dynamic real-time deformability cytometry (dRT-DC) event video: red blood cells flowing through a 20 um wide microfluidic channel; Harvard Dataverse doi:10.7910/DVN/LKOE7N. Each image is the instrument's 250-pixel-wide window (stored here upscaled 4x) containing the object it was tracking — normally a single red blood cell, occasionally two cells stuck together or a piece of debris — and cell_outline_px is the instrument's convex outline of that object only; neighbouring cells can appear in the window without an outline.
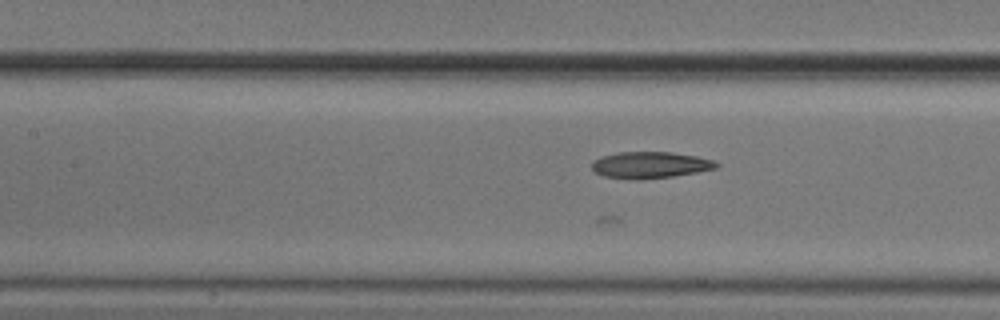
{"species": "common noctule bat (a hibernating species)", "species_latin": "Nyctalus noctula", "temperature_condition": "cold", "stored_images_in_passage": 24, "camera_frame_rate_fps": 3000, "um_per_image_px": 0.085, "animal": {"sex": "male", "body_mass_g": 20.5, "forearm_length_mm": 52.5}, "frame": {"image": 1, "passage_image": 7, "time_ms": 2.0, "image_size_px": [1000, 320], "cell_outline_px": [[720, 164], [716, 168], [696, 172], [672, 176], [640, 180], [636, 180], [604, 176], [596, 172], [592, 168], [592, 160], [600, 156], [616, 152], [672, 152], [696, 156], [716, 160]], "centroid_in_image_um": [55.25, 14.01], "position_along_channel_um": 152.1, "area_um2": 19.36}}
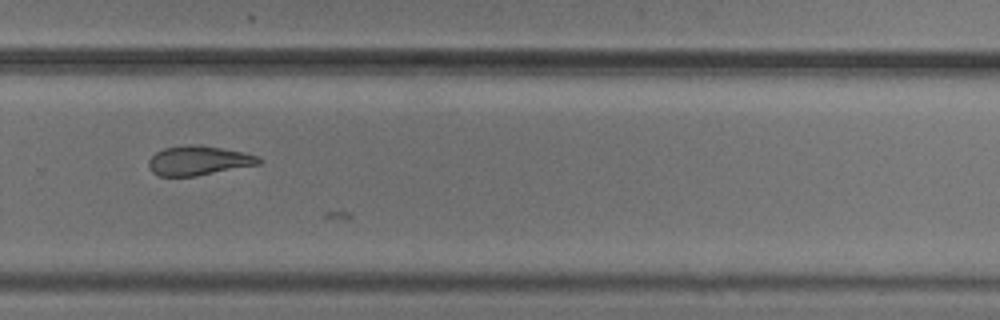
{"frame": {"image": 2, "passage_image": 20, "time_ms": 6.333, "image_size_px": [1000, 320], "cell_outline_px": [[264, 160], [260, 164], [196, 176], [160, 176], [152, 172], [148, 168], [148, 160], [156, 152], [164, 148], [220, 148], [244, 152], [256, 156]], "centroid_in_image_um": [16.89, 13.71], "position_along_channel_um": 312.9, "area_um2": 17.98}}
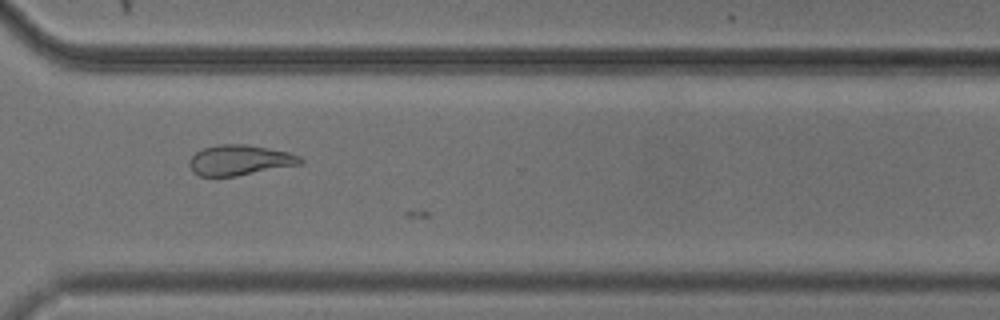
{"frame": {"image": 3, "passage_image": 23, "time_ms": 7.333, "image_size_px": [1000, 320], "cell_outline_px": [[304, 160], [300, 164], [236, 176], [200, 176], [192, 172], [188, 164], [192, 156], [196, 152], [204, 148], [220, 144], [244, 144], [268, 148], [288, 152], [300, 156]], "centroid_in_image_um": [20.36, 13.61], "position_along_channel_um": 350.2, "area_um2": 19.48}}